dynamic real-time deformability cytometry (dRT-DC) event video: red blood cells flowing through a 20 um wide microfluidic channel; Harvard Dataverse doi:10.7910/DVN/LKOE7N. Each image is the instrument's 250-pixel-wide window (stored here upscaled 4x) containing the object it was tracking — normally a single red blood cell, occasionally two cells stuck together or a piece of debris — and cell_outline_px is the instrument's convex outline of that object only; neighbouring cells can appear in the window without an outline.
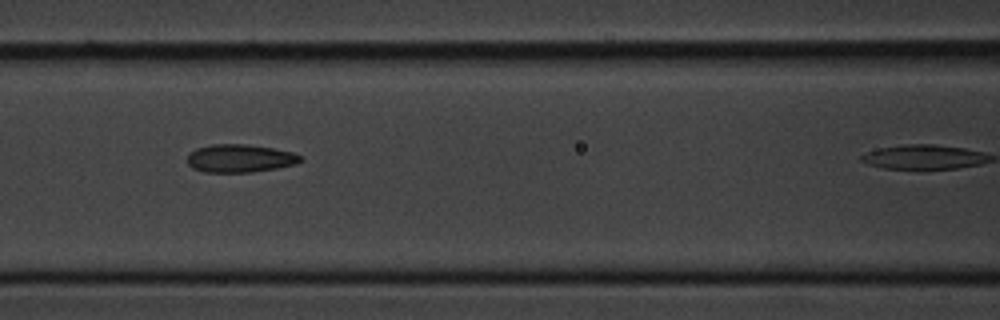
{"species": "common noctule bat (a hibernating species)", "species_latin": "Nyctalus noctula", "temperature_condition": "cold", "stored_images_in_passage": 6, "camera_frame_rate_fps": 3000, "um_per_image_px": 0.085, "animal": {"sex": "male", "body_mass_g": 20.1, "forearm_length_mm": 53.5}, "frame": {"image": 1, "passage_image": 5, "time_ms": 4.667, "image_size_px": [1000, 320], "cell_outline_px": [[304, 160], [296, 164], [276, 168], [252, 172], [204, 172], [192, 168], [188, 164], [188, 152], [196, 148], [212, 144], [244, 144], [272, 148], [292, 152], [300, 156]], "centroid_in_image_um": [20.37, 13.46], "position_along_channel_um": 146.2, "area_um2": 18.5}}